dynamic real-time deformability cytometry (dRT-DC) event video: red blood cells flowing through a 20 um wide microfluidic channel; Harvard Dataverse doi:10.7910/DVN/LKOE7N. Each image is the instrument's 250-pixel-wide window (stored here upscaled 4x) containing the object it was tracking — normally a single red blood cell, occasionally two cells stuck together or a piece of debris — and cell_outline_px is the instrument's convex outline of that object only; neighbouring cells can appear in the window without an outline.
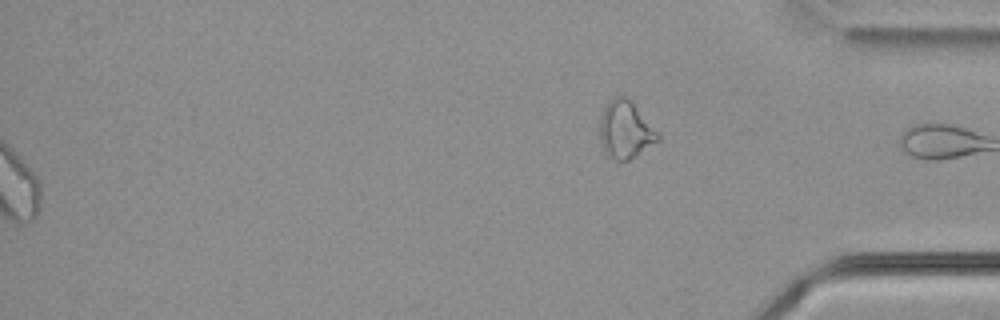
{"species": "common noctule bat (a hibernating species)", "species_latin": "Nyctalus noctula", "temperature_condition": "cold", "stored_images_in_passage": 40, "segment_of_instrument_passage": [2, 2], "camera_frame_rate_fps": 3000, "um_per_image_px": 0.085, "animal": {"sex": "male", "body_mass_g": 21.5, "forearm_length_mm": 52.0}, "frame": {"image": 1, "passage_image": 40, "time_ms": 13.0, "image_size_px": [1000, 320], "cell_outline_px": [[660, 140], [636, 156], [628, 160], [612, 160], [608, 156], [600, 140], [600, 120], [604, 108], [608, 100], [612, 96], [624, 96], [636, 108], [660, 136]], "centroid_in_image_um": [53.13, 11.06], "position_along_channel_um": 382.1, "area_um2": 18.96}}